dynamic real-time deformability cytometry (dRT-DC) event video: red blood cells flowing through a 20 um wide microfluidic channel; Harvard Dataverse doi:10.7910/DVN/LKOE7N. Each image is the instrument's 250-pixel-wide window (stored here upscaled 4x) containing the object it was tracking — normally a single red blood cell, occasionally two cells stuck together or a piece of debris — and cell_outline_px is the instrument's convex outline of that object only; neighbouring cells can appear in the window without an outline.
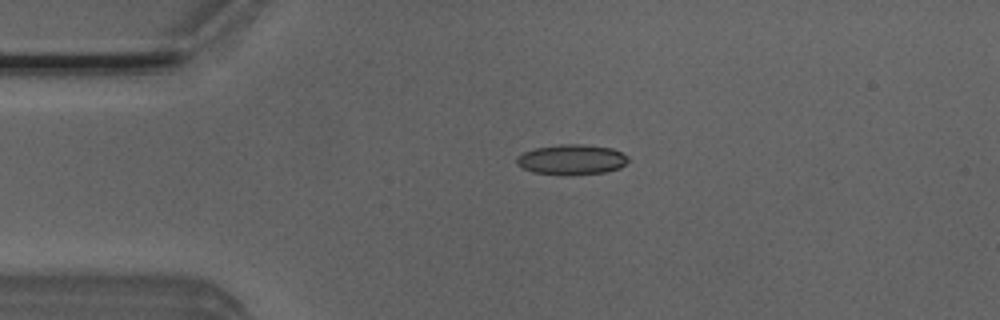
{"species": "Egyptian fruit bat (a non-hibernating species)", "species_latin": "Rousettus aegyptiacus", "temperature_condition": "room temperature", "stored_images_in_passage": 3, "camera_frame_rate_fps": 3000, "um_per_image_px": 0.085, "animal": {"sex": "male"}, "frame": {"image": 1, "passage_image": 3, "time_ms": 0.667, "image_size_px": [1000, 320], "cell_outline_px": [[628, 160], [620, 168], [604, 172], [532, 172], [516, 164], [516, 156], [524, 152], [536, 148], [560, 144], [580, 144], [612, 148], [628, 156]], "centroid_in_image_um": [48.58, 13.51], "position_along_channel_um": 36.4, "area_um2": 18.67}}